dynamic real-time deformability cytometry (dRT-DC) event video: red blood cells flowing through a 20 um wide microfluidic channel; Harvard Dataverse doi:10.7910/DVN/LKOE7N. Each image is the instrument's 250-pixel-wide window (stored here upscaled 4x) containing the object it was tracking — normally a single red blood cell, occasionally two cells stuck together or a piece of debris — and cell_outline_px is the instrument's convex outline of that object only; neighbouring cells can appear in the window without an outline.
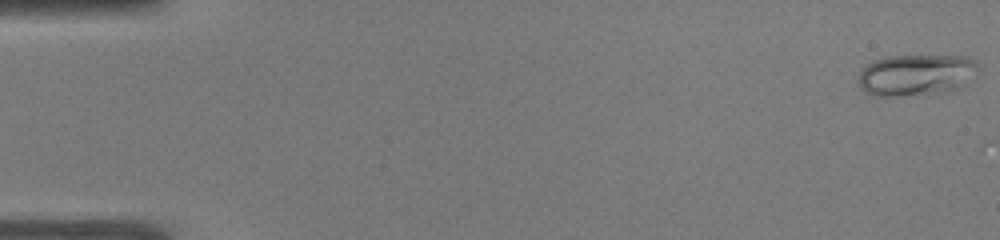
{"species": "common noctule bat (a hibernating species)", "species_latin": "Nyctalus noctula", "temperature_condition": "warm", "stored_images_in_passage": 6, "camera_frame_rate_fps": 3000, "um_per_image_px": 0.085, "animal": {"sex": "male", "body_mass_g": 19.0, "forearm_length_mm": 50.8}, "frame": {"image": 1, "passage_image": 1, "time_ms": 0.0, "image_size_px": [1000, 240], "cell_outline_px": [[980, 68], [956, 88], [924, 92], [888, 96], [880, 96], [868, 92], [860, 84], [856, 76], [868, 64], [876, 60], [888, 56], [968, 56]], "centroid_in_image_um": [77.81, 6.31], "position_along_channel_um": 7.2, "area_um2": 27.46}}